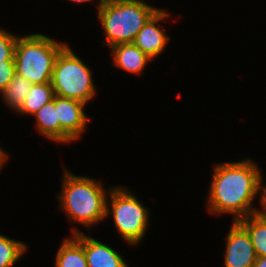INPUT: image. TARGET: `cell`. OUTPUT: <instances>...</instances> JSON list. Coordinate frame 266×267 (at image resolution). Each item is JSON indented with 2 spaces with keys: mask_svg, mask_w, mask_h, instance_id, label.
Listing matches in <instances>:
<instances>
[{
  "mask_svg": "<svg viewBox=\"0 0 266 267\" xmlns=\"http://www.w3.org/2000/svg\"><path fill=\"white\" fill-rule=\"evenodd\" d=\"M225 236L223 267H253L257 256L247 230L238 222H232Z\"/></svg>",
  "mask_w": 266,
  "mask_h": 267,
  "instance_id": "obj_8",
  "label": "cell"
},
{
  "mask_svg": "<svg viewBox=\"0 0 266 267\" xmlns=\"http://www.w3.org/2000/svg\"><path fill=\"white\" fill-rule=\"evenodd\" d=\"M55 107L61 126V145L82 139L90 122V117L85 112L86 104L55 95Z\"/></svg>",
  "mask_w": 266,
  "mask_h": 267,
  "instance_id": "obj_7",
  "label": "cell"
},
{
  "mask_svg": "<svg viewBox=\"0 0 266 267\" xmlns=\"http://www.w3.org/2000/svg\"><path fill=\"white\" fill-rule=\"evenodd\" d=\"M253 267H266V257H257Z\"/></svg>",
  "mask_w": 266,
  "mask_h": 267,
  "instance_id": "obj_23",
  "label": "cell"
},
{
  "mask_svg": "<svg viewBox=\"0 0 266 267\" xmlns=\"http://www.w3.org/2000/svg\"><path fill=\"white\" fill-rule=\"evenodd\" d=\"M75 225L70 229L71 235L84 246L88 267H130L115 248L93 238L90 233L85 234Z\"/></svg>",
  "mask_w": 266,
  "mask_h": 267,
  "instance_id": "obj_10",
  "label": "cell"
},
{
  "mask_svg": "<svg viewBox=\"0 0 266 267\" xmlns=\"http://www.w3.org/2000/svg\"><path fill=\"white\" fill-rule=\"evenodd\" d=\"M112 65L134 76L144 73L152 59L142 52L134 43L115 45L110 48Z\"/></svg>",
  "mask_w": 266,
  "mask_h": 267,
  "instance_id": "obj_11",
  "label": "cell"
},
{
  "mask_svg": "<svg viewBox=\"0 0 266 267\" xmlns=\"http://www.w3.org/2000/svg\"><path fill=\"white\" fill-rule=\"evenodd\" d=\"M172 14L168 10L160 8L138 32L134 44L153 61L161 55L171 41V37L162 23L169 19ZM164 27V28H163ZM155 58V59H154Z\"/></svg>",
  "mask_w": 266,
  "mask_h": 267,
  "instance_id": "obj_9",
  "label": "cell"
},
{
  "mask_svg": "<svg viewBox=\"0 0 266 267\" xmlns=\"http://www.w3.org/2000/svg\"><path fill=\"white\" fill-rule=\"evenodd\" d=\"M19 36L14 32L11 33L8 30L0 26V62L1 61H14V52Z\"/></svg>",
  "mask_w": 266,
  "mask_h": 267,
  "instance_id": "obj_18",
  "label": "cell"
},
{
  "mask_svg": "<svg viewBox=\"0 0 266 267\" xmlns=\"http://www.w3.org/2000/svg\"><path fill=\"white\" fill-rule=\"evenodd\" d=\"M33 118H35V130L39 135L50 142L61 144V126L57 118L55 96L53 100L41 107Z\"/></svg>",
  "mask_w": 266,
  "mask_h": 267,
  "instance_id": "obj_12",
  "label": "cell"
},
{
  "mask_svg": "<svg viewBox=\"0 0 266 267\" xmlns=\"http://www.w3.org/2000/svg\"><path fill=\"white\" fill-rule=\"evenodd\" d=\"M262 170H260L259 178H258V205L259 208L255 209L254 214L261 218H266V184L264 179V174H262Z\"/></svg>",
  "mask_w": 266,
  "mask_h": 267,
  "instance_id": "obj_20",
  "label": "cell"
},
{
  "mask_svg": "<svg viewBox=\"0 0 266 267\" xmlns=\"http://www.w3.org/2000/svg\"><path fill=\"white\" fill-rule=\"evenodd\" d=\"M28 249L25 242L0 234V267H15Z\"/></svg>",
  "mask_w": 266,
  "mask_h": 267,
  "instance_id": "obj_17",
  "label": "cell"
},
{
  "mask_svg": "<svg viewBox=\"0 0 266 267\" xmlns=\"http://www.w3.org/2000/svg\"><path fill=\"white\" fill-rule=\"evenodd\" d=\"M62 186L58 192V208L68 221L86 229L100 225L106 219V200L113 186L104 187L98 179L76 175L63 166Z\"/></svg>",
  "mask_w": 266,
  "mask_h": 267,
  "instance_id": "obj_2",
  "label": "cell"
},
{
  "mask_svg": "<svg viewBox=\"0 0 266 267\" xmlns=\"http://www.w3.org/2000/svg\"><path fill=\"white\" fill-rule=\"evenodd\" d=\"M92 68L86 61L76 55L67 44L57 55L51 84L55 95L85 103L95 98L97 87L94 83Z\"/></svg>",
  "mask_w": 266,
  "mask_h": 267,
  "instance_id": "obj_6",
  "label": "cell"
},
{
  "mask_svg": "<svg viewBox=\"0 0 266 267\" xmlns=\"http://www.w3.org/2000/svg\"><path fill=\"white\" fill-rule=\"evenodd\" d=\"M127 185H113L106 200V219L112 217L115 231L129 246L139 245L150 226V211ZM144 204V205H143Z\"/></svg>",
  "mask_w": 266,
  "mask_h": 267,
  "instance_id": "obj_5",
  "label": "cell"
},
{
  "mask_svg": "<svg viewBox=\"0 0 266 267\" xmlns=\"http://www.w3.org/2000/svg\"><path fill=\"white\" fill-rule=\"evenodd\" d=\"M32 83L26 78L15 74L14 78L9 82L7 87L0 93L1 99L5 107L15 113L20 109L24 100L31 90Z\"/></svg>",
  "mask_w": 266,
  "mask_h": 267,
  "instance_id": "obj_15",
  "label": "cell"
},
{
  "mask_svg": "<svg viewBox=\"0 0 266 267\" xmlns=\"http://www.w3.org/2000/svg\"><path fill=\"white\" fill-rule=\"evenodd\" d=\"M249 233L257 257H266V218L249 215L238 221Z\"/></svg>",
  "mask_w": 266,
  "mask_h": 267,
  "instance_id": "obj_16",
  "label": "cell"
},
{
  "mask_svg": "<svg viewBox=\"0 0 266 267\" xmlns=\"http://www.w3.org/2000/svg\"><path fill=\"white\" fill-rule=\"evenodd\" d=\"M147 1L135 0L98 6L96 15L105 35L101 44L111 48L119 44L133 43L138 32L160 9Z\"/></svg>",
  "mask_w": 266,
  "mask_h": 267,
  "instance_id": "obj_3",
  "label": "cell"
},
{
  "mask_svg": "<svg viewBox=\"0 0 266 267\" xmlns=\"http://www.w3.org/2000/svg\"><path fill=\"white\" fill-rule=\"evenodd\" d=\"M16 74L14 61L0 62V93L7 87Z\"/></svg>",
  "mask_w": 266,
  "mask_h": 267,
  "instance_id": "obj_19",
  "label": "cell"
},
{
  "mask_svg": "<svg viewBox=\"0 0 266 267\" xmlns=\"http://www.w3.org/2000/svg\"><path fill=\"white\" fill-rule=\"evenodd\" d=\"M67 44L40 32L19 35L14 52L16 74L32 84L51 82L56 57Z\"/></svg>",
  "mask_w": 266,
  "mask_h": 267,
  "instance_id": "obj_4",
  "label": "cell"
},
{
  "mask_svg": "<svg viewBox=\"0 0 266 267\" xmlns=\"http://www.w3.org/2000/svg\"><path fill=\"white\" fill-rule=\"evenodd\" d=\"M135 0H97V2H93L96 4V7L104 5V4H113V3H121V2H130Z\"/></svg>",
  "mask_w": 266,
  "mask_h": 267,
  "instance_id": "obj_22",
  "label": "cell"
},
{
  "mask_svg": "<svg viewBox=\"0 0 266 267\" xmlns=\"http://www.w3.org/2000/svg\"><path fill=\"white\" fill-rule=\"evenodd\" d=\"M62 239L53 267H88L84 246L71 234Z\"/></svg>",
  "mask_w": 266,
  "mask_h": 267,
  "instance_id": "obj_13",
  "label": "cell"
},
{
  "mask_svg": "<svg viewBox=\"0 0 266 267\" xmlns=\"http://www.w3.org/2000/svg\"><path fill=\"white\" fill-rule=\"evenodd\" d=\"M55 96L51 82L43 84H33L31 90L27 94L24 103L16 112L21 116H33L46 103L53 100Z\"/></svg>",
  "mask_w": 266,
  "mask_h": 267,
  "instance_id": "obj_14",
  "label": "cell"
},
{
  "mask_svg": "<svg viewBox=\"0 0 266 267\" xmlns=\"http://www.w3.org/2000/svg\"><path fill=\"white\" fill-rule=\"evenodd\" d=\"M209 183L206 212L212 216H232V222L253 215L258 197L260 168L254 159L214 163Z\"/></svg>",
  "mask_w": 266,
  "mask_h": 267,
  "instance_id": "obj_1",
  "label": "cell"
},
{
  "mask_svg": "<svg viewBox=\"0 0 266 267\" xmlns=\"http://www.w3.org/2000/svg\"><path fill=\"white\" fill-rule=\"evenodd\" d=\"M68 1H72L73 3H77V4H85L87 2H93L95 0H68Z\"/></svg>",
  "mask_w": 266,
  "mask_h": 267,
  "instance_id": "obj_24",
  "label": "cell"
},
{
  "mask_svg": "<svg viewBox=\"0 0 266 267\" xmlns=\"http://www.w3.org/2000/svg\"><path fill=\"white\" fill-rule=\"evenodd\" d=\"M2 144H0V173L1 170H3L4 167H6V164H8V160L10 159L8 152L1 146Z\"/></svg>",
  "mask_w": 266,
  "mask_h": 267,
  "instance_id": "obj_21",
  "label": "cell"
}]
</instances>
